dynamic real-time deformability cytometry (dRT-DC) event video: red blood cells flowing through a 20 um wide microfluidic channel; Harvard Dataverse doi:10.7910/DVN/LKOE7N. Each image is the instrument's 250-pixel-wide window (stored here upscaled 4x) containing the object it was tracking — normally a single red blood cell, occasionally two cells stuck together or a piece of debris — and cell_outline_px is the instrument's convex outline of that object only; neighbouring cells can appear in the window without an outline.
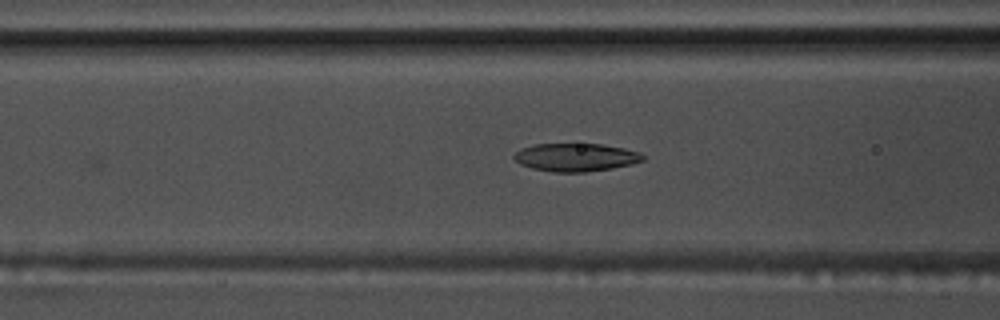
{"species": "common noctule bat (a hibernating species)", "species_latin": "Nyctalus noctula", "temperature_condition": "warm", "stored_images_in_passage": 34, "camera_frame_rate_fps": 3000, "um_per_image_px": 0.085, "animal": {"sex": "male", "body_mass_g": 17.5, "forearm_length_mm": 52.3}, "frame": {"image": 1, "passage_image": 15, "time_ms": 4.667, "image_size_px": [1000, 320], "cell_outline_px": [[644, 160], [632, 164], [612, 168], [584, 172], [552, 172], [532, 168], [520, 164], [512, 156], [520, 148], [536, 144], [600, 144], [624, 148], [640, 152], [644, 156]], "centroid_in_image_um": [48.94, 13.37], "position_along_channel_um": 117.7, "area_um2": 21.04}}
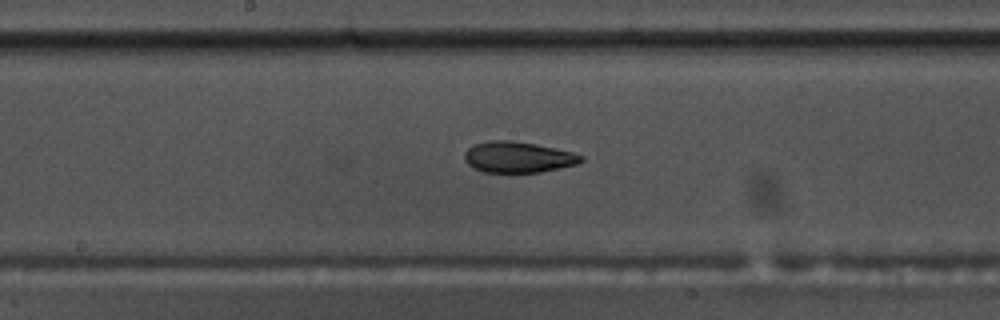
{"frame": {"image": 2, "passage_image": 22, "time_ms": 7.0, "image_size_px": [1000, 320], "cell_outline_px": [[584, 160], [576, 164], [560, 168], [540, 172], [484, 172], [472, 168], [464, 160], [464, 152], [468, 148], [476, 144], [488, 140], [512, 140], [536, 144], [572, 152], [584, 156]], "centroid_in_image_um": [44.01, 13.35], "position_along_channel_um": 204.2, "area_um2": 21.1}}
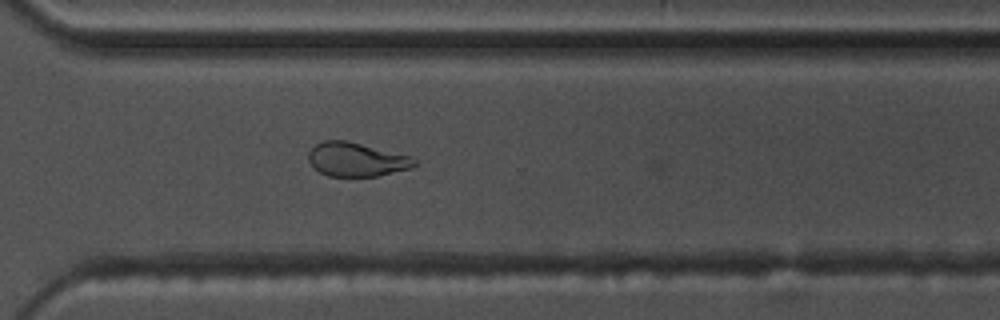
{"frame": {"image": 3, "passage_image": 33, "time_ms": 10.667, "image_size_px": [1000, 320], "cell_outline_px": [[420, 164], [412, 168], [376, 176], [328, 176], [312, 168], [308, 160], [308, 152], [316, 144], [324, 140], [348, 140], [412, 156]], "centroid_in_image_um": [30.31, 13.55], "position_along_channel_um": 340.3, "area_um2": 21.27}}